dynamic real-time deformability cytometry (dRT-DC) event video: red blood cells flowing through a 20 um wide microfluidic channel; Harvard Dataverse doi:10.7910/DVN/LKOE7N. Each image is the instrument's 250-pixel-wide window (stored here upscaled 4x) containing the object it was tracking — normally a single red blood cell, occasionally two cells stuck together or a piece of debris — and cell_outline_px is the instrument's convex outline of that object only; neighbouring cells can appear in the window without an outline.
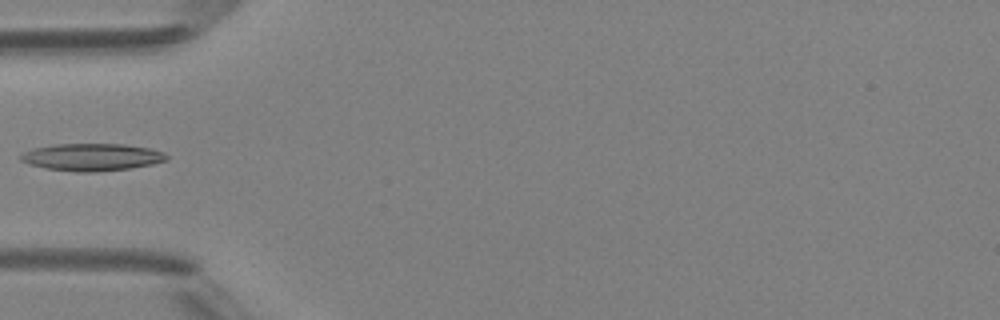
{"species": "Egyptian fruit bat (a non-hibernating species)", "species_latin": "Rousettus aegyptiacus", "temperature_condition": "room temperature", "stored_images_in_passage": 4, "camera_frame_rate_fps": 3000, "um_per_image_px": 0.085, "animal": {"sex": "female"}, "frame": {"image": 1, "passage_image": 4, "time_ms": 4.333, "image_size_px": [1000, 320], "cell_outline_px": [[168, 160], [152, 164], [132, 168], [96, 172], [76, 172], [44, 168], [20, 160], [20, 156], [24, 152], [32, 148], [56, 144], [124, 144], [152, 148], [164, 152], [168, 156]], "centroid_in_image_um": [7.85, 13.35], "position_along_channel_um": 77.1, "area_um2": 23.35}}